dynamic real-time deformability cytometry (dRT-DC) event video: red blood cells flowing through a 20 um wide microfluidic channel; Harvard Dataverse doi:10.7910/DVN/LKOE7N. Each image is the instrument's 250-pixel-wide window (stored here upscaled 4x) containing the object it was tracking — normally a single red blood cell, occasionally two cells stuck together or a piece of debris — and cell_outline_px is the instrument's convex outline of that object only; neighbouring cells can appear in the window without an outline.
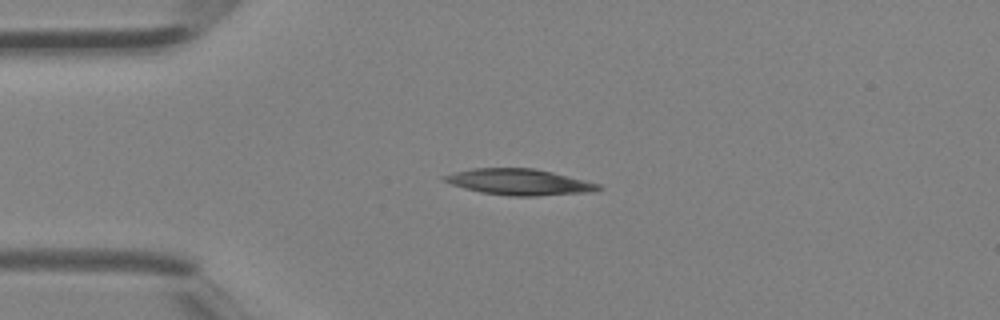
{"species": "Egyptian fruit bat (a non-hibernating species)", "species_latin": "Rousettus aegyptiacus", "temperature_condition": "room temperature", "stored_images_in_passage": 2, "camera_frame_rate_fps": 3000, "um_per_image_px": 0.085, "animal": {"sex": "female"}, "frame": {"image": 1, "passage_image": 1, "time_ms": 0.0, "image_size_px": [1000, 320], "cell_outline_px": [[604, 188], [592, 192], [536, 196], [508, 196], [480, 192], [464, 188], [440, 180], [440, 176], [472, 168], [532, 168], [552, 172], [600, 184]], "centroid_in_image_um": [44.11, 15.47], "position_along_channel_um": 40.9, "area_um2": 23.47}}